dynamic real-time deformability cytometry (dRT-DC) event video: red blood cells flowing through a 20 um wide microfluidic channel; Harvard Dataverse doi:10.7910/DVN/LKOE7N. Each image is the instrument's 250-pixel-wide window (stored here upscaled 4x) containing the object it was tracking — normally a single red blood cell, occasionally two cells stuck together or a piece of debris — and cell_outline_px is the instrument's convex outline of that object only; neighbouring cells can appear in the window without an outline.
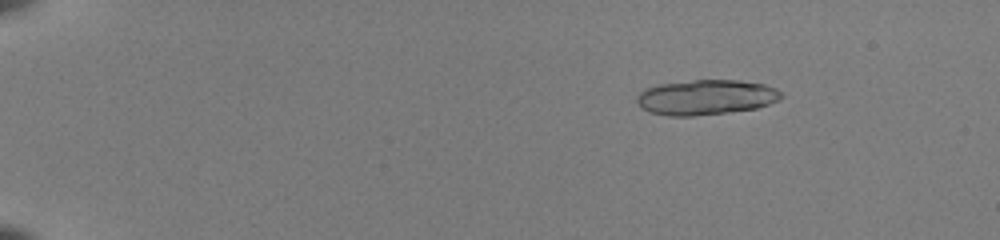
{"species": "common noctule bat (a hibernating species)", "species_latin": "Nyctalus noctula", "temperature_condition": "room temperature", "stored_images_in_passage": 54, "segment_of_instrument_passage": [1, 2], "camera_frame_rate_fps": 3000, "um_per_image_px": 0.085, "animal": {"sex": "female", "body_mass_g": 22.0, "forearm_length_mm": 56.7}, "frame": {"image": 1, "passage_image": 9, "time_ms": 2.667, "image_size_px": [1000, 240], "cell_outline_px": [[784, 96], [780, 100], [756, 108], [728, 112], [696, 116], [668, 116], [648, 112], [640, 108], [636, 100], [636, 96], [644, 88], [660, 84], [696, 80], [740, 80], [764, 84], [776, 88]], "centroid_in_image_um": [59.98, 8.27], "position_along_channel_um": 25.0, "area_um2": 29.77}}